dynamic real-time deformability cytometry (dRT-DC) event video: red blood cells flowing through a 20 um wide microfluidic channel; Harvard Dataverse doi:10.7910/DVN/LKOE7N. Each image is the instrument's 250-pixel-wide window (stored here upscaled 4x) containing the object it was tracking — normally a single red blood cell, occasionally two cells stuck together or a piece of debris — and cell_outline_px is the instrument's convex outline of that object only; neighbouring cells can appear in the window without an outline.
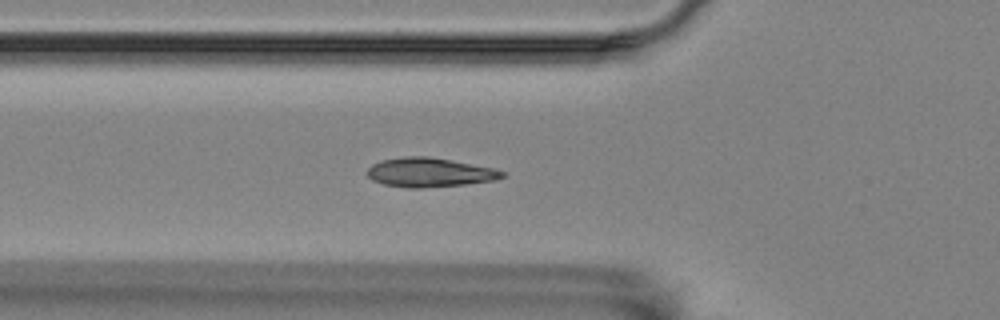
{"species": "Egyptian fruit bat (a non-hibernating species)", "species_latin": "Rousettus aegyptiacus", "temperature_condition": "room temperature", "stored_images_in_passage": 48, "camera_frame_rate_fps": 3000, "um_per_image_px": 0.085, "animal": {"sex": "female"}, "frame": {"image": 1, "passage_image": 15, "time_ms": 4.667, "image_size_px": [1000, 320], "cell_outline_px": [[504, 176], [496, 180], [464, 184], [420, 188], [408, 188], [384, 184], [372, 180], [364, 172], [372, 164], [380, 160], [404, 156], [428, 156], [492, 168], [504, 172]], "centroid_in_image_um": [36.44, 14.65], "position_along_channel_um": 89.4, "area_um2": 22.83}}
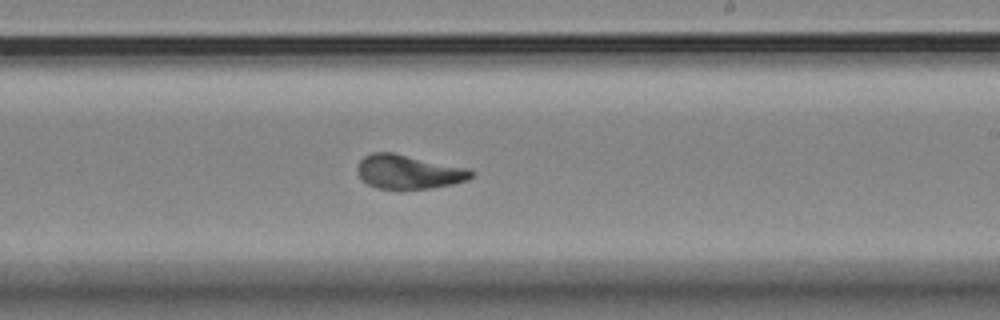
{"frame": {"image": 2, "passage_image": 29, "time_ms": 9.333, "image_size_px": [1000, 320], "cell_outline_px": [[476, 172], [468, 180], [452, 184], [428, 188], [376, 188], [360, 180], [356, 168], [360, 160], [364, 156], [372, 152], [392, 152], [468, 168]], "centroid_in_image_um": [34.71, 14.59], "position_along_channel_um": 254.3, "area_um2": 22.54}}
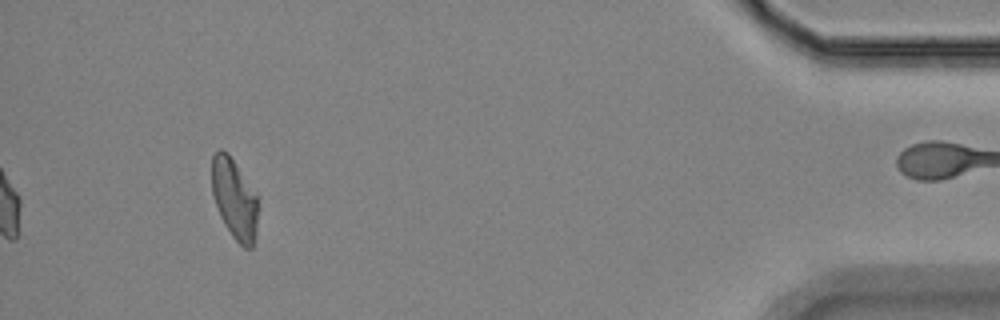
{"frame": {"image": 3, "passage_image": 48, "time_ms": 15.667, "image_size_px": [1000, 320], "cell_outline_px": [[256, 236], [252, 248], [244, 248], [232, 236], [224, 224], [220, 216], [212, 192], [212, 156], [220, 148], [228, 152], [256, 192]], "centroid_in_image_um": [19.91, 16.89], "position_along_channel_um": 415.3, "area_um2": 21.5}, "authors_computed_cell_mechanics": {"area_um2": 22.5131, "velocity_mm_per_s": 3.5309, "shape_relaxation_time_tau1_ms": 4.1654, "shape_relaxation_time_tau2_ms": 0.8467, "deformation_change_tau1": 0.1628, "deformation_change_tau2": 0.0457}}